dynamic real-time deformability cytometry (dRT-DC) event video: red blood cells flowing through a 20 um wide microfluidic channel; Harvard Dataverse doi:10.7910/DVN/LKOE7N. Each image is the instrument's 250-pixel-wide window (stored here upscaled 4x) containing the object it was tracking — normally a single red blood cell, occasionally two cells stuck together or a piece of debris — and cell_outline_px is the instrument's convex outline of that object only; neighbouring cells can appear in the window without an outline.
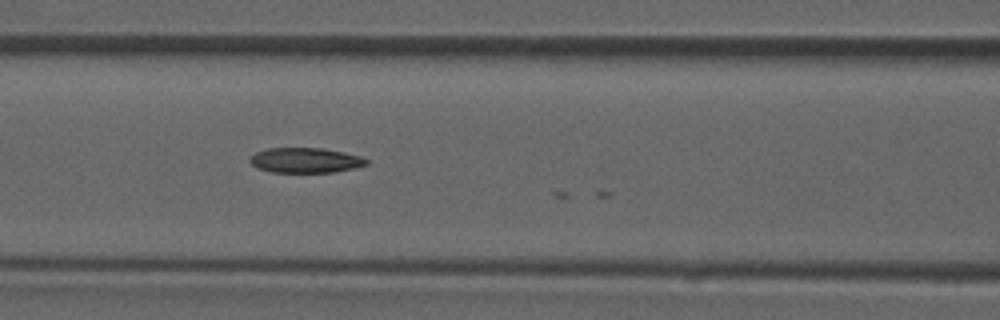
{"species": "common noctule bat (a hibernating species)", "species_latin": "Nyctalus noctula", "temperature_condition": "room temperature", "stored_images_in_passage": 21, "camera_frame_rate_fps": 3000, "um_per_image_px": 0.085, "animal": {"sex": "male", "forearm_length_mm": 52.5}, "frame": {"image": 1, "passage_image": 20, "time_ms": 6.333, "image_size_px": [1000, 320], "cell_outline_px": [[368, 164], [356, 168], [336, 172], [272, 172], [256, 168], [248, 160], [256, 152], [268, 148], [320, 148], [344, 152], [360, 156], [368, 160]], "centroid_in_image_um": [25.97, 13.63], "position_along_channel_um": 140.6, "area_um2": 17.05}}